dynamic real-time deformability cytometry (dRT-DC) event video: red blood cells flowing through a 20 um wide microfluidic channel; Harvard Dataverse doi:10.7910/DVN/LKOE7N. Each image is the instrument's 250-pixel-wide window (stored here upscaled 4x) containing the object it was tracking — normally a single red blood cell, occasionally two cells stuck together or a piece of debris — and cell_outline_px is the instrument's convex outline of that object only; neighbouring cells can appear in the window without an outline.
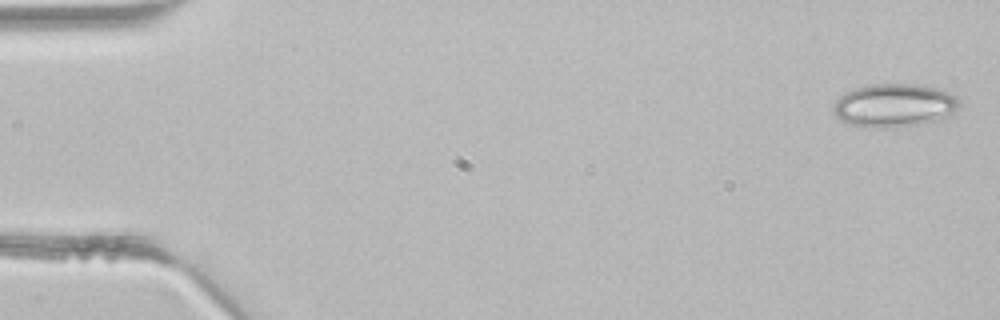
{"species": "common noctule bat (a hibernating species)", "species_latin": "Nyctalus noctula", "temperature_condition": "room temperature", "stored_images_in_passage": 5, "camera_frame_rate_fps": 3000, "um_per_image_px": 0.085, "animal": {"sex": "male", "body_mass_g": 21.5, "forearm_length_mm": 52.0}, "frame": {"image": 1, "passage_image": 1, "time_ms": 0.0, "image_size_px": [1000, 320], "cell_outline_px": [[960, 104], [956, 112], [952, 116], [944, 120], [896, 128], [864, 128], [848, 124], [840, 120], [832, 112], [832, 108], [836, 100], [840, 96], [856, 88], [872, 84], [920, 84], [944, 88], [956, 96], [960, 100]], "centroid_in_image_um": [76.09, 8.98], "position_along_channel_um": 8.9, "area_um2": 32.89}}
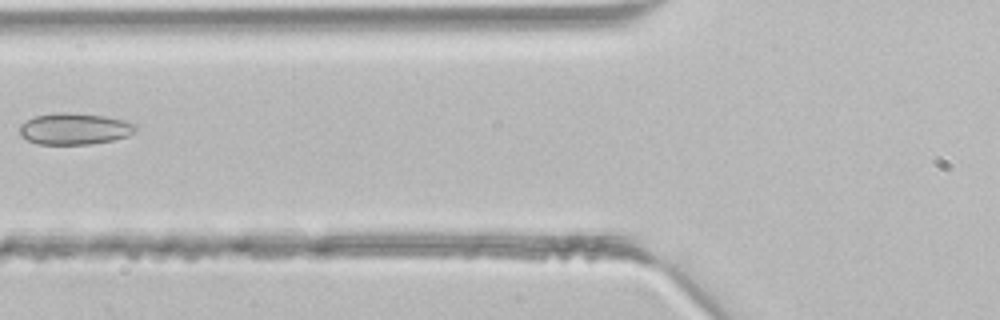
{"frame": {"image": 2, "passage_image": 5, "time_ms": 1.333, "image_size_px": [1000, 320], "cell_outline_px": [[136, 132], [128, 136], [112, 140], [92, 144], [36, 144], [20, 136], [20, 124], [36, 116], [56, 112], [68, 112], [104, 116], [124, 120], [136, 124]], "centroid_in_image_um": [6.34, 10.95], "position_along_channel_um": 119.5, "area_um2": 21.33}}